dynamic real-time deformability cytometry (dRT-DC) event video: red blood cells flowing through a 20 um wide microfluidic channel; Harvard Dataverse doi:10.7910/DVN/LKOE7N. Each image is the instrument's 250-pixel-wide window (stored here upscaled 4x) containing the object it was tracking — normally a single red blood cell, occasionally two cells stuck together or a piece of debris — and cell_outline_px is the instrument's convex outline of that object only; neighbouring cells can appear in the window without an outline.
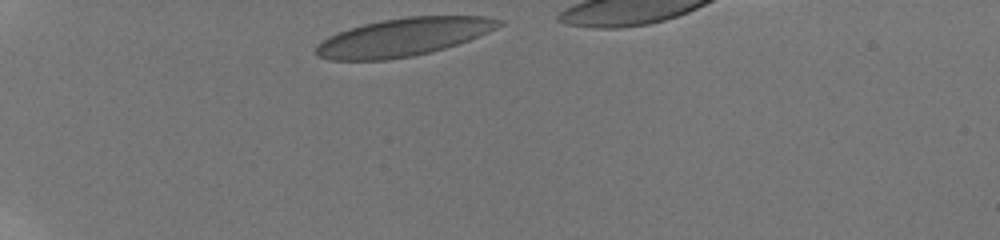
{"species": "human", "species_latin": "Homo sapiens", "temperature_condition": "room temperature", "stored_images_in_passage": 14, "camera_frame_rate_fps": 3000, "um_per_image_px": 0.085, "donor": {"sex": "male"}, "frame": {"image": 1, "passage_image": 1, "time_ms": 0.0, "image_size_px": [1000, 240], "cell_outline_px": [[504, 24], [488, 32], [468, 40], [444, 48], [412, 56], [388, 60], [328, 60], [316, 56], [316, 44], [328, 36], [348, 28], [364, 24], [384, 20], [408, 16], [484, 16], [504, 20]], "centroid_in_image_um": [34.26, 3.15], "position_along_channel_um": 50.7, "area_um2": 40.4}}
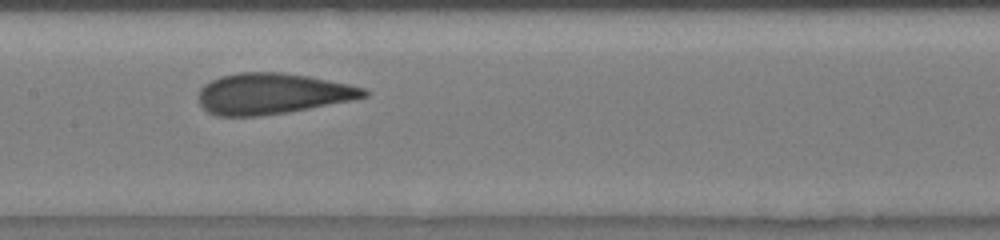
{"frame": {"image": 2, "passage_image": 9, "time_ms": 4.667, "image_size_px": [1000, 240], "cell_outline_px": [[372, 92], [368, 96], [352, 100], [288, 112], [260, 116], [216, 116], [208, 112], [200, 104], [196, 96], [200, 88], [204, 84], [220, 76], [240, 72], [280, 72], [308, 76], [348, 84], [364, 88]], "centroid_in_image_um": [23.12, 7.96], "position_along_channel_um": 184.3, "area_um2": 39.59}}
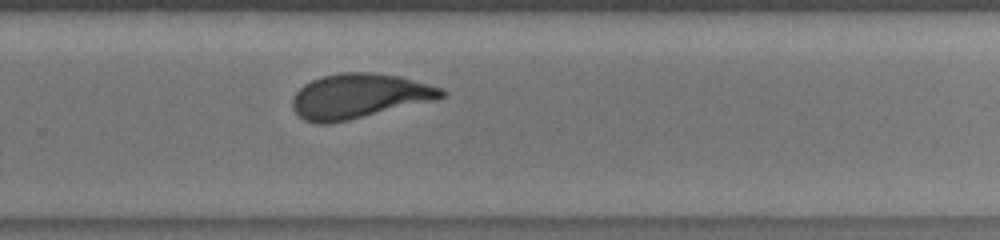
{"frame": {"image": 3, "passage_image": 14, "time_ms": 7.667, "image_size_px": [1000, 240], "cell_outline_px": [[448, 96], [436, 100], [348, 120], [328, 124], [316, 124], [304, 120], [292, 108], [292, 96], [304, 84], [312, 80], [324, 76], [340, 72], [376, 72], [400, 76], [428, 84], [440, 88], [448, 92]], "centroid_in_image_um": [30.53, 8.16], "position_along_channel_um": 299.3, "area_um2": 39.02}}